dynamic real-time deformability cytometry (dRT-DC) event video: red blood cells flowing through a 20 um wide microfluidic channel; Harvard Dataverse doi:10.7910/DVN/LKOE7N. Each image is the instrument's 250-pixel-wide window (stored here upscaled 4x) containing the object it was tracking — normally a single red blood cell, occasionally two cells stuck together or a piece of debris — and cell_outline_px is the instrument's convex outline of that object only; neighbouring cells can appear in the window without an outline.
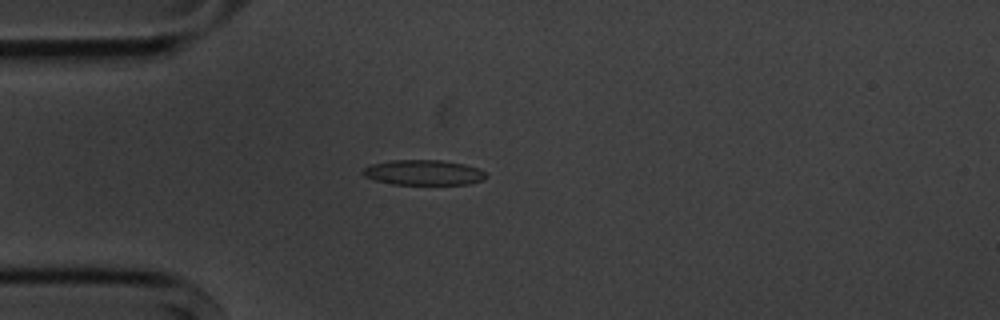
{"species": "common noctule bat (a hibernating species)", "species_latin": "Nyctalus noctula", "temperature_condition": "cold", "stored_images_in_passage": 5, "camera_frame_rate_fps": 3000, "um_per_image_px": 0.085, "animal": {"sex": "male", "body_mass_g": 20.1, "forearm_length_mm": 53.5}, "frame": {"image": 1, "passage_image": 5, "time_ms": 4.667, "image_size_px": [1000, 320], "cell_outline_px": [[488, 176], [484, 180], [468, 184], [392, 184], [376, 180], [364, 176], [360, 172], [364, 168], [372, 164], [392, 160], [440, 160], [464, 164], [480, 168]], "centroid_in_image_um": [36.02, 14.66], "position_along_channel_um": 49.0, "area_um2": 18.09}}